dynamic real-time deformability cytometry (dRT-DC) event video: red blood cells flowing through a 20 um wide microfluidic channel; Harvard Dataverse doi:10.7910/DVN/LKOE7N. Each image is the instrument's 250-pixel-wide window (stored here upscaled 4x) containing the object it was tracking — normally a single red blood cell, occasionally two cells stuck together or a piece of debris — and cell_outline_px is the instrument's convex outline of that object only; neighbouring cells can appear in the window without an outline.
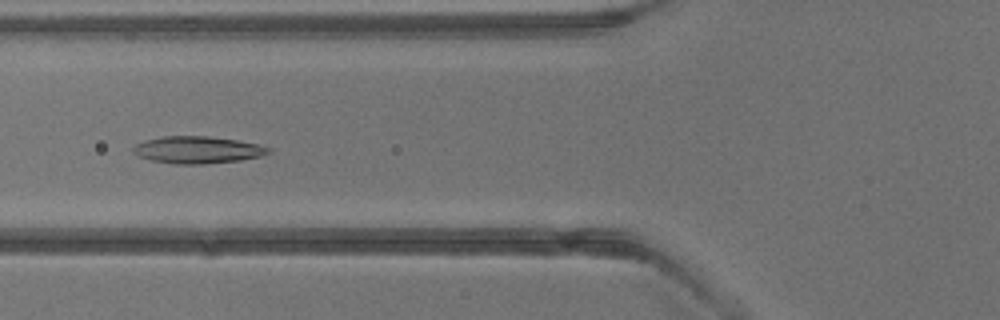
{"species": "common noctule bat (a hibernating species)", "species_latin": "Nyctalus noctula", "temperature_condition": "warm", "stored_images_in_passage": 5, "camera_frame_rate_fps": 3000, "um_per_image_px": 0.085, "animal": {"sex": "male", "body_mass_g": 13.3}, "frame": {"image": 1, "passage_image": 5, "time_ms": 4.667, "image_size_px": [1000, 320], "cell_outline_px": [[272, 152], [260, 156], [240, 160], [204, 164], [176, 164], [152, 160], [140, 156], [132, 152], [132, 148], [136, 144], [144, 140], [164, 136], [208, 136], [236, 140], [256, 144], [272, 148]], "centroid_in_image_um": [16.79, 12.73], "position_along_channel_um": 109.0, "area_um2": 21.27}}